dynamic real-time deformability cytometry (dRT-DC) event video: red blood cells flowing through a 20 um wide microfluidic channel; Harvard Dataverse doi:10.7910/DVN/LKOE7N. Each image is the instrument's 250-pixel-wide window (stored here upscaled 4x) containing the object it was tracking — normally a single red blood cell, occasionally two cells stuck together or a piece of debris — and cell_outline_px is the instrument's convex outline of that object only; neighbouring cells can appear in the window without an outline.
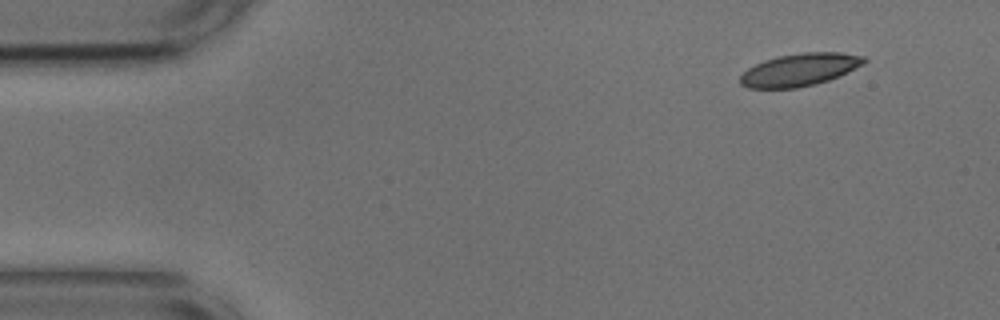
{"species": "common noctule bat (a hibernating species)", "species_latin": "Nyctalus noctula", "temperature_condition": "cold", "stored_images_in_passage": 43, "camera_frame_rate_fps": 3000, "um_per_image_px": 0.085, "animal": {"sex": "male", "body_mass_g": 17.9, "forearm_length_mm": 54.2}, "frame": {"image": 1, "passage_image": 1, "time_ms": 0.0, "image_size_px": [1000, 320], "cell_outline_px": [[868, 60], [864, 64], [840, 76], [816, 84], [796, 88], [748, 88], [740, 84], [740, 76], [748, 68], [764, 60], [776, 56], [804, 52], [840, 52], [864, 56]], "centroid_in_image_um": [67.99, 5.92], "position_along_channel_um": 17.0, "area_um2": 23.64}}
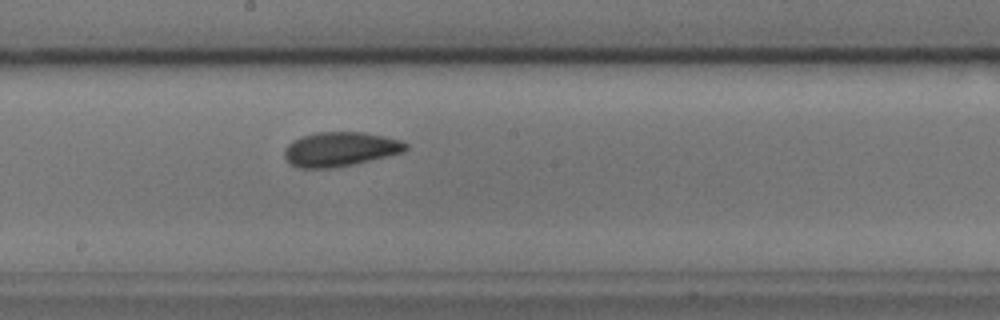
{"frame": {"image": 2, "passage_image": 25, "time_ms": 8.0, "image_size_px": [1000, 320], "cell_outline_px": [[408, 148], [404, 152], [352, 164], [332, 168], [296, 168], [288, 164], [284, 156], [284, 148], [292, 140], [300, 136], [316, 132], [364, 132], [384, 136], [400, 140], [408, 144]], "centroid_in_image_um": [28.86, 12.68], "position_along_channel_um": 219.3, "area_um2": 24.51}}
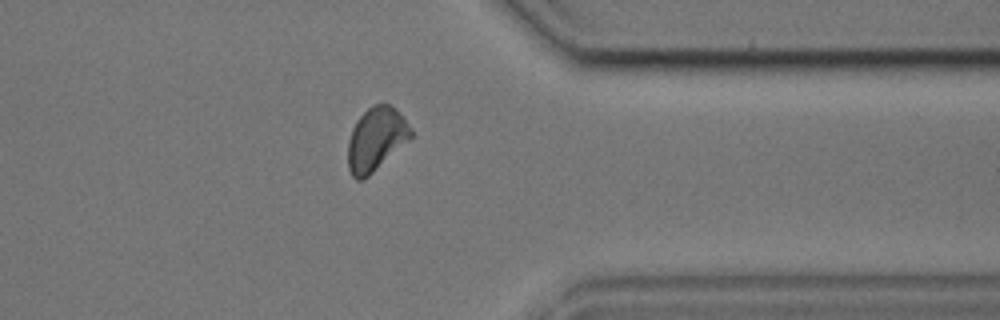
{"frame": {"image": 3, "passage_image": 39, "time_ms": 12.667, "image_size_px": [1000, 320], "cell_outline_px": [[412, 136], [364, 180], [356, 180], [352, 176], [348, 168], [348, 140], [352, 128], [356, 120], [372, 104], [388, 104], [396, 108], [412, 132]], "centroid_in_image_um": [31.91, 11.83], "position_along_channel_um": 379.5, "area_um2": 22.89}, "authors_computed_cell_mechanics": {"area_um2": 23.6402, "velocity_mm_per_s": 3.6287, "shape_relaxation_time_tau1_ms": 2.8773, "shape_relaxation_time_tau2_ms": 1.905, "deformation_change_tau1": 0.1047, "deformation_change_tau2": 0.0642}}